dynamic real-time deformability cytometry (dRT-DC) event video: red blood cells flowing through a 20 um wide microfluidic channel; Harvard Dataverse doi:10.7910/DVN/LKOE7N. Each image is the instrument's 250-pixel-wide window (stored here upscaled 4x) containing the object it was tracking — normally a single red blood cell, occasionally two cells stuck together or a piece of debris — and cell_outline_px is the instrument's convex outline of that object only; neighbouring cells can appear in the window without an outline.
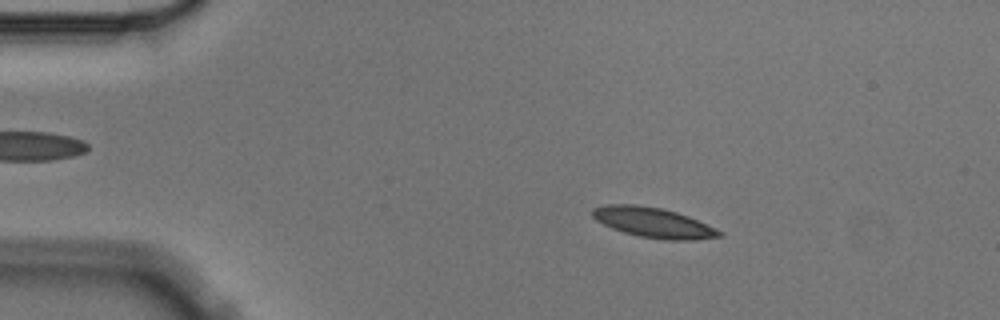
{"species": "Egyptian fruit bat (a non-hibernating species)", "species_latin": "Rousettus aegyptiacus", "temperature_condition": "cold", "stored_images_in_passage": 4, "camera_frame_rate_fps": 3000, "um_per_image_px": 0.085, "animal": {"sex": "male"}, "frame": {"image": 1, "passage_image": 2, "time_ms": 0.333, "image_size_px": [1000, 320], "cell_outline_px": [[724, 236], [696, 240], [664, 240], [640, 236], [624, 232], [612, 228], [596, 220], [592, 216], [592, 208], [604, 204], [636, 204], [660, 208], [676, 212], [688, 216], [724, 232]], "centroid_in_image_um": [55.54, 18.92], "position_along_channel_um": 29.5, "area_um2": 22.25}}